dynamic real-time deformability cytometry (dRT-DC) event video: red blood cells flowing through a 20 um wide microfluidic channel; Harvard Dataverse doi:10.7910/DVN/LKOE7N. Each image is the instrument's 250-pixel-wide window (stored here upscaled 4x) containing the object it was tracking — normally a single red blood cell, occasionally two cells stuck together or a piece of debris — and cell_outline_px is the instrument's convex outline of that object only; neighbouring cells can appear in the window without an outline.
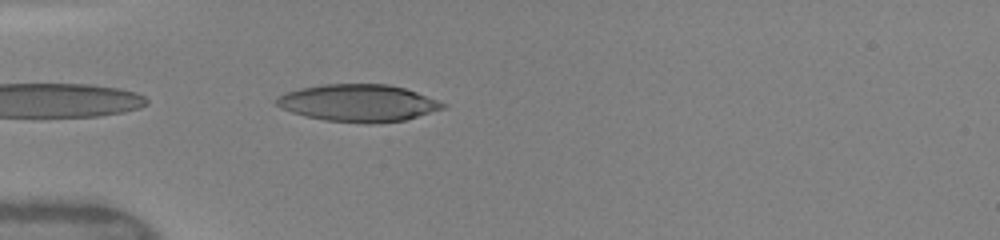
{"species": "human", "species_latin": "Homo sapiens", "temperature_condition": "warm", "stored_images_in_passage": 5, "camera_frame_rate_fps": 3000, "um_per_image_px": 0.085, "donor": {"sex": "female"}, "frame": {"image": 1, "passage_image": 1, "time_ms": 0.0, "image_size_px": [1000, 240], "cell_outline_px": [[448, 104], [444, 108], [404, 120], [372, 124], [364, 124], [324, 120], [304, 116], [280, 108], [276, 104], [276, 96], [300, 88], [324, 84], [388, 84], [404, 88], [416, 92]], "centroid_in_image_um": [30.43, 8.76], "position_along_channel_um": 54.6, "area_um2": 36.07}}
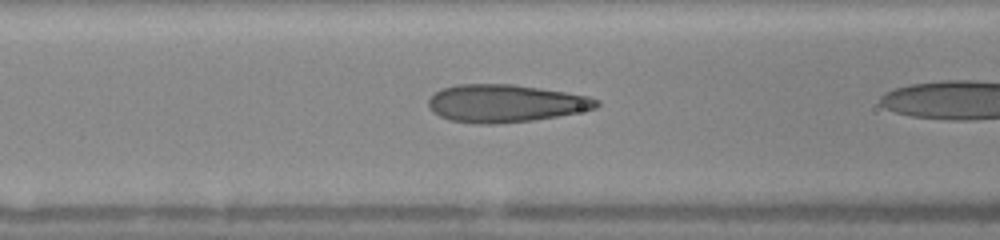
{"frame": {"image": 2, "passage_image": 4, "time_ms": 1.0, "image_size_px": [1000, 240], "cell_outline_px": [[600, 104], [596, 108], [556, 116], [532, 120], [496, 124], [476, 124], [448, 120], [432, 112], [428, 108], [428, 100], [436, 92], [444, 88], [456, 84], [512, 84], [540, 88], [588, 96], [600, 100]], "centroid_in_image_um": [42.92, 8.79], "position_along_channel_um": 123.7, "area_um2": 36.82}}